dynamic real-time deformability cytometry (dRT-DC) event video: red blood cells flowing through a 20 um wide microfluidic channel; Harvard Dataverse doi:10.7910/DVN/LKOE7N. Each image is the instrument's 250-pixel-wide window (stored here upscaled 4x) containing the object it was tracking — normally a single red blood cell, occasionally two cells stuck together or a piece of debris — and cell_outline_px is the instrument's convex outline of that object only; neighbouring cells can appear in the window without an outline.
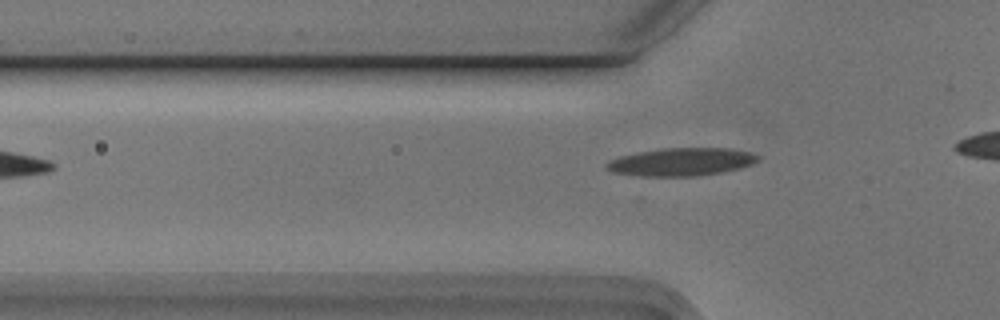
{"species": "Egyptian fruit bat (a non-hibernating species)", "species_latin": "Rousettus aegyptiacus", "temperature_condition": "cold", "stored_images_in_passage": 26, "camera_frame_rate_fps": 3000, "um_per_image_px": 0.085, "animal": {"sex": "male"}, "frame": {"image": 1, "passage_image": 16, "time_ms": 5.0, "image_size_px": [1000, 320], "cell_outline_px": [[760, 160], [752, 164], [740, 168], [720, 172], [692, 176], [640, 176], [612, 172], [604, 168], [604, 164], [620, 156], [660, 148], [732, 148], [752, 152], [760, 156]], "centroid_in_image_um": [57.94, 13.75], "position_along_channel_um": 67.9, "area_um2": 24.68}}
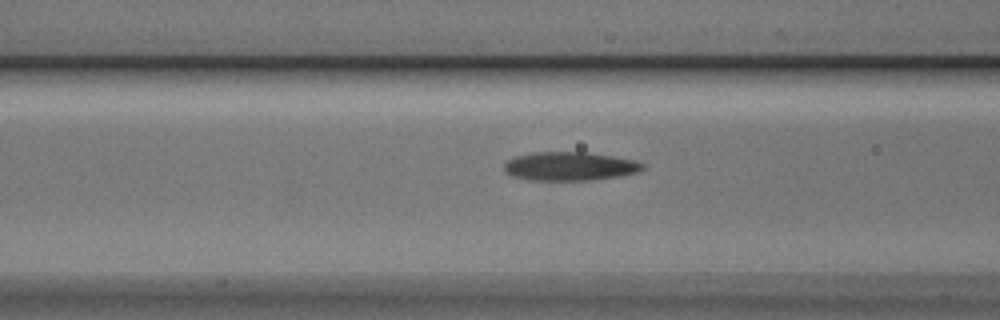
{"frame": {"image": 2, "passage_image": 20, "time_ms": 6.333, "image_size_px": [1000, 320], "cell_outline_px": [[648, 168], [640, 172], [620, 176], [592, 180], [528, 180], [512, 176], [504, 172], [504, 164], [508, 160], [516, 156], [536, 152], [584, 152], [612, 156], [636, 160], [644, 164]], "centroid_in_image_um": [48.47, 14.14], "position_along_channel_um": 118.1, "area_um2": 23.35}}
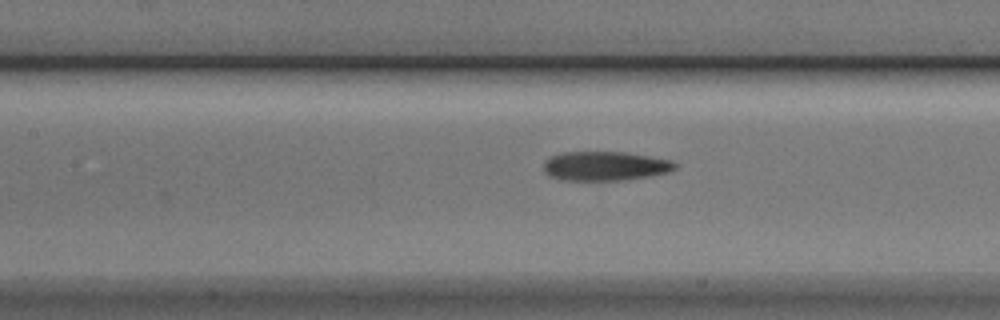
{"frame": {"image": 3, "passage_image": 23, "time_ms": 7.333, "image_size_px": [1000, 320], "cell_outline_px": [[680, 164], [676, 168], [668, 172], [652, 176], [628, 180], [564, 180], [548, 176], [544, 172], [544, 160], [560, 152], [624, 152], [672, 160]], "centroid_in_image_um": [51.45, 14.12], "position_along_channel_um": 155.9, "area_um2": 22.66}}